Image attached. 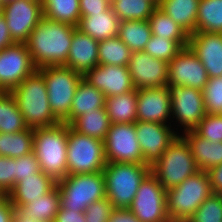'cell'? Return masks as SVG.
I'll list each match as a JSON object with an SVG mask.
<instances>
[{
	"label": "cell",
	"instance_id": "1",
	"mask_svg": "<svg viewBox=\"0 0 222 222\" xmlns=\"http://www.w3.org/2000/svg\"><path fill=\"white\" fill-rule=\"evenodd\" d=\"M75 28L70 24L42 17L25 42L37 69L64 66Z\"/></svg>",
	"mask_w": 222,
	"mask_h": 222
},
{
	"label": "cell",
	"instance_id": "2",
	"mask_svg": "<svg viewBox=\"0 0 222 222\" xmlns=\"http://www.w3.org/2000/svg\"><path fill=\"white\" fill-rule=\"evenodd\" d=\"M10 92L28 128L49 127L60 122L51 112L44 77L38 70Z\"/></svg>",
	"mask_w": 222,
	"mask_h": 222
},
{
	"label": "cell",
	"instance_id": "3",
	"mask_svg": "<svg viewBox=\"0 0 222 222\" xmlns=\"http://www.w3.org/2000/svg\"><path fill=\"white\" fill-rule=\"evenodd\" d=\"M67 136L68 124L65 122L34 128L33 152L41 171L56 182L67 176Z\"/></svg>",
	"mask_w": 222,
	"mask_h": 222
},
{
	"label": "cell",
	"instance_id": "4",
	"mask_svg": "<svg viewBox=\"0 0 222 222\" xmlns=\"http://www.w3.org/2000/svg\"><path fill=\"white\" fill-rule=\"evenodd\" d=\"M150 172L148 164L107 163L103 170L105 194L113 207L129 209L139 185Z\"/></svg>",
	"mask_w": 222,
	"mask_h": 222
},
{
	"label": "cell",
	"instance_id": "5",
	"mask_svg": "<svg viewBox=\"0 0 222 222\" xmlns=\"http://www.w3.org/2000/svg\"><path fill=\"white\" fill-rule=\"evenodd\" d=\"M212 194L209 177L203 170L166 190L167 214L171 222H186Z\"/></svg>",
	"mask_w": 222,
	"mask_h": 222
},
{
	"label": "cell",
	"instance_id": "6",
	"mask_svg": "<svg viewBox=\"0 0 222 222\" xmlns=\"http://www.w3.org/2000/svg\"><path fill=\"white\" fill-rule=\"evenodd\" d=\"M199 171L187 140L181 135L171 142L161 157L151 166V173L168 190Z\"/></svg>",
	"mask_w": 222,
	"mask_h": 222
},
{
	"label": "cell",
	"instance_id": "7",
	"mask_svg": "<svg viewBox=\"0 0 222 222\" xmlns=\"http://www.w3.org/2000/svg\"><path fill=\"white\" fill-rule=\"evenodd\" d=\"M60 206L63 209L84 212L93 202L106 197L103 171L68 175L57 182Z\"/></svg>",
	"mask_w": 222,
	"mask_h": 222
},
{
	"label": "cell",
	"instance_id": "8",
	"mask_svg": "<svg viewBox=\"0 0 222 222\" xmlns=\"http://www.w3.org/2000/svg\"><path fill=\"white\" fill-rule=\"evenodd\" d=\"M106 164L104 141L82 135L68 125L67 176L100 172Z\"/></svg>",
	"mask_w": 222,
	"mask_h": 222
},
{
	"label": "cell",
	"instance_id": "9",
	"mask_svg": "<svg viewBox=\"0 0 222 222\" xmlns=\"http://www.w3.org/2000/svg\"><path fill=\"white\" fill-rule=\"evenodd\" d=\"M37 70L44 77L51 112L63 122L70 115L76 87L83 75L66 66H49Z\"/></svg>",
	"mask_w": 222,
	"mask_h": 222
},
{
	"label": "cell",
	"instance_id": "10",
	"mask_svg": "<svg viewBox=\"0 0 222 222\" xmlns=\"http://www.w3.org/2000/svg\"><path fill=\"white\" fill-rule=\"evenodd\" d=\"M167 87L171 97L173 128L177 126L175 131L178 134L193 130L206 115L202 90L181 85Z\"/></svg>",
	"mask_w": 222,
	"mask_h": 222
},
{
	"label": "cell",
	"instance_id": "11",
	"mask_svg": "<svg viewBox=\"0 0 222 222\" xmlns=\"http://www.w3.org/2000/svg\"><path fill=\"white\" fill-rule=\"evenodd\" d=\"M129 210L140 222H171L167 214L166 190L151 172L139 185Z\"/></svg>",
	"mask_w": 222,
	"mask_h": 222
},
{
	"label": "cell",
	"instance_id": "12",
	"mask_svg": "<svg viewBox=\"0 0 222 222\" xmlns=\"http://www.w3.org/2000/svg\"><path fill=\"white\" fill-rule=\"evenodd\" d=\"M107 163L146 164L137 140L135 123H112L104 140Z\"/></svg>",
	"mask_w": 222,
	"mask_h": 222
},
{
	"label": "cell",
	"instance_id": "13",
	"mask_svg": "<svg viewBox=\"0 0 222 222\" xmlns=\"http://www.w3.org/2000/svg\"><path fill=\"white\" fill-rule=\"evenodd\" d=\"M2 13L15 43H25L43 17L41 0H11L2 3Z\"/></svg>",
	"mask_w": 222,
	"mask_h": 222
},
{
	"label": "cell",
	"instance_id": "14",
	"mask_svg": "<svg viewBox=\"0 0 222 222\" xmlns=\"http://www.w3.org/2000/svg\"><path fill=\"white\" fill-rule=\"evenodd\" d=\"M37 68L25 43H14L0 51V90L10 92Z\"/></svg>",
	"mask_w": 222,
	"mask_h": 222
},
{
	"label": "cell",
	"instance_id": "15",
	"mask_svg": "<svg viewBox=\"0 0 222 222\" xmlns=\"http://www.w3.org/2000/svg\"><path fill=\"white\" fill-rule=\"evenodd\" d=\"M207 82L206 69L189 46L182 48L168 63L167 85L203 90Z\"/></svg>",
	"mask_w": 222,
	"mask_h": 222
},
{
	"label": "cell",
	"instance_id": "16",
	"mask_svg": "<svg viewBox=\"0 0 222 222\" xmlns=\"http://www.w3.org/2000/svg\"><path fill=\"white\" fill-rule=\"evenodd\" d=\"M137 140L143 159L152 166L178 136L172 125L158 122L137 121L135 123Z\"/></svg>",
	"mask_w": 222,
	"mask_h": 222
},
{
	"label": "cell",
	"instance_id": "17",
	"mask_svg": "<svg viewBox=\"0 0 222 222\" xmlns=\"http://www.w3.org/2000/svg\"><path fill=\"white\" fill-rule=\"evenodd\" d=\"M127 67L135 89L167 87V62L136 51L131 52Z\"/></svg>",
	"mask_w": 222,
	"mask_h": 222
},
{
	"label": "cell",
	"instance_id": "18",
	"mask_svg": "<svg viewBox=\"0 0 222 222\" xmlns=\"http://www.w3.org/2000/svg\"><path fill=\"white\" fill-rule=\"evenodd\" d=\"M137 121L172 125V104L168 87L137 89Z\"/></svg>",
	"mask_w": 222,
	"mask_h": 222
},
{
	"label": "cell",
	"instance_id": "19",
	"mask_svg": "<svg viewBox=\"0 0 222 222\" xmlns=\"http://www.w3.org/2000/svg\"><path fill=\"white\" fill-rule=\"evenodd\" d=\"M83 78L100 90L106 98L135 89L127 66L98 64L87 71Z\"/></svg>",
	"mask_w": 222,
	"mask_h": 222
},
{
	"label": "cell",
	"instance_id": "20",
	"mask_svg": "<svg viewBox=\"0 0 222 222\" xmlns=\"http://www.w3.org/2000/svg\"><path fill=\"white\" fill-rule=\"evenodd\" d=\"M188 46L205 67L208 78L222 76V33L195 32Z\"/></svg>",
	"mask_w": 222,
	"mask_h": 222
},
{
	"label": "cell",
	"instance_id": "21",
	"mask_svg": "<svg viewBox=\"0 0 222 222\" xmlns=\"http://www.w3.org/2000/svg\"><path fill=\"white\" fill-rule=\"evenodd\" d=\"M99 41L75 28L69 49V56L64 66L84 75L99 64Z\"/></svg>",
	"mask_w": 222,
	"mask_h": 222
},
{
	"label": "cell",
	"instance_id": "22",
	"mask_svg": "<svg viewBox=\"0 0 222 222\" xmlns=\"http://www.w3.org/2000/svg\"><path fill=\"white\" fill-rule=\"evenodd\" d=\"M56 185L57 182L52 177L41 171L28 178H22L6 195V198L18 210L22 205L47 194Z\"/></svg>",
	"mask_w": 222,
	"mask_h": 222
},
{
	"label": "cell",
	"instance_id": "23",
	"mask_svg": "<svg viewBox=\"0 0 222 222\" xmlns=\"http://www.w3.org/2000/svg\"><path fill=\"white\" fill-rule=\"evenodd\" d=\"M119 18L113 12L112 7L107 11L97 14L82 16L77 25L82 33L90 35L97 41L118 36Z\"/></svg>",
	"mask_w": 222,
	"mask_h": 222
},
{
	"label": "cell",
	"instance_id": "24",
	"mask_svg": "<svg viewBox=\"0 0 222 222\" xmlns=\"http://www.w3.org/2000/svg\"><path fill=\"white\" fill-rule=\"evenodd\" d=\"M189 143L191 154L199 170L207 171L222 164V142H211L193 130L181 134Z\"/></svg>",
	"mask_w": 222,
	"mask_h": 222
},
{
	"label": "cell",
	"instance_id": "25",
	"mask_svg": "<svg viewBox=\"0 0 222 222\" xmlns=\"http://www.w3.org/2000/svg\"><path fill=\"white\" fill-rule=\"evenodd\" d=\"M106 96L82 78L76 87L72 100L70 115L63 121L70 125L77 117L90 111L105 108Z\"/></svg>",
	"mask_w": 222,
	"mask_h": 222
},
{
	"label": "cell",
	"instance_id": "26",
	"mask_svg": "<svg viewBox=\"0 0 222 222\" xmlns=\"http://www.w3.org/2000/svg\"><path fill=\"white\" fill-rule=\"evenodd\" d=\"M60 208V192L57 185L33 202L22 205L18 211L25 217L41 222H53Z\"/></svg>",
	"mask_w": 222,
	"mask_h": 222
},
{
	"label": "cell",
	"instance_id": "27",
	"mask_svg": "<svg viewBox=\"0 0 222 222\" xmlns=\"http://www.w3.org/2000/svg\"><path fill=\"white\" fill-rule=\"evenodd\" d=\"M199 2L200 0H160L158 8L191 35L195 33Z\"/></svg>",
	"mask_w": 222,
	"mask_h": 222
},
{
	"label": "cell",
	"instance_id": "28",
	"mask_svg": "<svg viewBox=\"0 0 222 222\" xmlns=\"http://www.w3.org/2000/svg\"><path fill=\"white\" fill-rule=\"evenodd\" d=\"M105 108L111 123H136L137 89L107 97Z\"/></svg>",
	"mask_w": 222,
	"mask_h": 222
},
{
	"label": "cell",
	"instance_id": "29",
	"mask_svg": "<svg viewBox=\"0 0 222 222\" xmlns=\"http://www.w3.org/2000/svg\"><path fill=\"white\" fill-rule=\"evenodd\" d=\"M111 124L106 108H99L77 117L70 127L82 135L104 141Z\"/></svg>",
	"mask_w": 222,
	"mask_h": 222
},
{
	"label": "cell",
	"instance_id": "30",
	"mask_svg": "<svg viewBox=\"0 0 222 222\" xmlns=\"http://www.w3.org/2000/svg\"><path fill=\"white\" fill-rule=\"evenodd\" d=\"M148 22L152 34L177 41L183 48L188 47L190 34L158 7L154 10Z\"/></svg>",
	"mask_w": 222,
	"mask_h": 222
},
{
	"label": "cell",
	"instance_id": "31",
	"mask_svg": "<svg viewBox=\"0 0 222 222\" xmlns=\"http://www.w3.org/2000/svg\"><path fill=\"white\" fill-rule=\"evenodd\" d=\"M151 34L148 20H125L119 23L118 37L132 52L143 51Z\"/></svg>",
	"mask_w": 222,
	"mask_h": 222
},
{
	"label": "cell",
	"instance_id": "32",
	"mask_svg": "<svg viewBox=\"0 0 222 222\" xmlns=\"http://www.w3.org/2000/svg\"><path fill=\"white\" fill-rule=\"evenodd\" d=\"M34 129L7 134L0 133V156L17 158L33 152Z\"/></svg>",
	"mask_w": 222,
	"mask_h": 222
},
{
	"label": "cell",
	"instance_id": "33",
	"mask_svg": "<svg viewBox=\"0 0 222 222\" xmlns=\"http://www.w3.org/2000/svg\"><path fill=\"white\" fill-rule=\"evenodd\" d=\"M43 16L77 27L81 18L79 0H41Z\"/></svg>",
	"mask_w": 222,
	"mask_h": 222
},
{
	"label": "cell",
	"instance_id": "34",
	"mask_svg": "<svg viewBox=\"0 0 222 222\" xmlns=\"http://www.w3.org/2000/svg\"><path fill=\"white\" fill-rule=\"evenodd\" d=\"M11 92L0 93V133L13 134L27 129Z\"/></svg>",
	"mask_w": 222,
	"mask_h": 222
},
{
	"label": "cell",
	"instance_id": "35",
	"mask_svg": "<svg viewBox=\"0 0 222 222\" xmlns=\"http://www.w3.org/2000/svg\"><path fill=\"white\" fill-rule=\"evenodd\" d=\"M195 32L222 33V0H200Z\"/></svg>",
	"mask_w": 222,
	"mask_h": 222
},
{
	"label": "cell",
	"instance_id": "36",
	"mask_svg": "<svg viewBox=\"0 0 222 222\" xmlns=\"http://www.w3.org/2000/svg\"><path fill=\"white\" fill-rule=\"evenodd\" d=\"M111 7L121 22L148 20L158 6L151 0H111Z\"/></svg>",
	"mask_w": 222,
	"mask_h": 222
},
{
	"label": "cell",
	"instance_id": "37",
	"mask_svg": "<svg viewBox=\"0 0 222 222\" xmlns=\"http://www.w3.org/2000/svg\"><path fill=\"white\" fill-rule=\"evenodd\" d=\"M131 52L118 36L104 39L98 44V61L102 65L127 66Z\"/></svg>",
	"mask_w": 222,
	"mask_h": 222
},
{
	"label": "cell",
	"instance_id": "38",
	"mask_svg": "<svg viewBox=\"0 0 222 222\" xmlns=\"http://www.w3.org/2000/svg\"><path fill=\"white\" fill-rule=\"evenodd\" d=\"M182 48L183 47L177 41L151 34V38L143 51L153 58H158L159 60L169 63Z\"/></svg>",
	"mask_w": 222,
	"mask_h": 222
},
{
	"label": "cell",
	"instance_id": "39",
	"mask_svg": "<svg viewBox=\"0 0 222 222\" xmlns=\"http://www.w3.org/2000/svg\"><path fill=\"white\" fill-rule=\"evenodd\" d=\"M186 222H222V194H212Z\"/></svg>",
	"mask_w": 222,
	"mask_h": 222
},
{
	"label": "cell",
	"instance_id": "40",
	"mask_svg": "<svg viewBox=\"0 0 222 222\" xmlns=\"http://www.w3.org/2000/svg\"><path fill=\"white\" fill-rule=\"evenodd\" d=\"M202 92L206 114H222V76L208 78Z\"/></svg>",
	"mask_w": 222,
	"mask_h": 222
},
{
	"label": "cell",
	"instance_id": "41",
	"mask_svg": "<svg viewBox=\"0 0 222 222\" xmlns=\"http://www.w3.org/2000/svg\"><path fill=\"white\" fill-rule=\"evenodd\" d=\"M193 131L211 142H222V114H206Z\"/></svg>",
	"mask_w": 222,
	"mask_h": 222
},
{
	"label": "cell",
	"instance_id": "42",
	"mask_svg": "<svg viewBox=\"0 0 222 222\" xmlns=\"http://www.w3.org/2000/svg\"><path fill=\"white\" fill-rule=\"evenodd\" d=\"M39 172H41V168L34 152L14 158L15 184L22 178H28Z\"/></svg>",
	"mask_w": 222,
	"mask_h": 222
},
{
	"label": "cell",
	"instance_id": "43",
	"mask_svg": "<svg viewBox=\"0 0 222 222\" xmlns=\"http://www.w3.org/2000/svg\"><path fill=\"white\" fill-rule=\"evenodd\" d=\"M114 207L107 197L91 203L84 211L86 222H108Z\"/></svg>",
	"mask_w": 222,
	"mask_h": 222
},
{
	"label": "cell",
	"instance_id": "44",
	"mask_svg": "<svg viewBox=\"0 0 222 222\" xmlns=\"http://www.w3.org/2000/svg\"><path fill=\"white\" fill-rule=\"evenodd\" d=\"M14 185V158L0 156V191L6 196Z\"/></svg>",
	"mask_w": 222,
	"mask_h": 222
},
{
	"label": "cell",
	"instance_id": "45",
	"mask_svg": "<svg viewBox=\"0 0 222 222\" xmlns=\"http://www.w3.org/2000/svg\"><path fill=\"white\" fill-rule=\"evenodd\" d=\"M80 14H97L107 11L111 7V0H79Z\"/></svg>",
	"mask_w": 222,
	"mask_h": 222
},
{
	"label": "cell",
	"instance_id": "46",
	"mask_svg": "<svg viewBox=\"0 0 222 222\" xmlns=\"http://www.w3.org/2000/svg\"><path fill=\"white\" fill-rule=\"evenodd\" d=\"M214 194H222V164L206 171Z\"/></svg>",
	"mask_w": 222,
	"mask_h": 222
},
{
	"label": "cell",
	"instance_id": "47",
	"mask_svg": "<svg viewBox=\"0 0 222 222\" xmlns=\"http://www.w3.org/2000/svg\"><path fill=\"white\" fill-rule=\"evenodd\" d=\"M53 222H86L84 212L63 209L61 206Z\"/></svg>",
	"mask_w": 222,
	"mask_h": 222
},
{
	"label": "cell",
	"instance_id": "48",
	"mask_svg": "<svg viewBox=\"0 0 222 222\" xmlns=\"http://www.w3.org/2000/svg\"><path fill=\"white\" fill-rule=\"evenodd\" d=\"M108 222H140L129 209L114 208Z\"/></svg>",
	"mask_w": 222,
	"mask_h": 222
},
{
	"label": "cell",
	"instance_id": "49",
	"mask_svg": "<svg viewBox=\"0 0 222 222\" xmlns=\"http://www.w3.org/2000/svg\"><path fill=\"white\" fill-rule=\"evenodd\" d=\"M15 42L10 36L7 22L4 18L3 13H0V51L6 49L8 46H11Z\"/></svg>",
	"mask_w": 222,
	"mask_h": 222
},
{
	"label": "cell",
	"instance_id": "50",
	"mask_svg": "<svg viewBox=\"0 0 222 222\" xmlns=\"http://www.w3.org/2000/svg\"><path fill=\"white\" fill-rule=\"evenodd\" d=\"M16 208L5 198L0 203V222H13Z\"/></svg>",
	"mask_w": 222,
	"mask_h": 222
},
{
	"label": "cell",
	"instance_id": "51",
	"mask_svg": "<svg viewBox=\"0 0 222 222\" xmlns=\"http://www.w3.org/2000/svg\"><path fill=\"white\" fill-rule=\"evenodd\" d=\"M13 222H41V221L27 218L23 216L18 210H16L14 218H13Z\"/></svg>",
	"mask_w": 222,
	"mask_h": 222
},
{
	"label": "cell",
	"instance_id": "52",
	"mask_svg": "<svg viewBox=\"0 0 222 222\" xmlns=\"http://www.w3.org/2000/svg\"><path fill=\"white\" fill-rule=\"evenodd\" d=\"M6 198V196L0 191V203Z\"/></svg>",
	"mask_w": 222,
	"mask_h": 222
},
{
	"label": "cell",
	"instance_id": "53",
	"mask_svg": "<svg viewBox=\"0 0 222 222\" xmlns=\"http://www.w3.org/2000/svg\"><path fill=\"white\" fill-rule=\"evenodd\" d=\"M151 1H153L157 6L160 3V0H151Z\"/></svg>",
	"mask_w": 222,
	"mask_h": 222
},
{
	"label": "cell",
	"instance_id": "54",
	"mask_svg": "<svg viewBox=\"0 0 222 222\" xmlns=\"http://www.w3.org/2000/svg\"><path fill=\"white\" fill-rule=\"evenodd\" d=\"M2 12V2L0 1V13Z\"/></svg>",
	"mask_w": 222,
	"mask_h": 222
},
{
	"label": "cell",
	"instance_id": "55",
	"mask_svg": "<svg viewBox=\"0 0 222 222\" xmlns=\"http://www.w3.org/2000/svg\"><path fill=\"white\" fill-rule=\"evenodd\" d=\"M8 1H11V0H3V3H6V2H8Z\"/></svg>",
	"mask_w": 222,
	"mask_h": 222
}]
</instances>
